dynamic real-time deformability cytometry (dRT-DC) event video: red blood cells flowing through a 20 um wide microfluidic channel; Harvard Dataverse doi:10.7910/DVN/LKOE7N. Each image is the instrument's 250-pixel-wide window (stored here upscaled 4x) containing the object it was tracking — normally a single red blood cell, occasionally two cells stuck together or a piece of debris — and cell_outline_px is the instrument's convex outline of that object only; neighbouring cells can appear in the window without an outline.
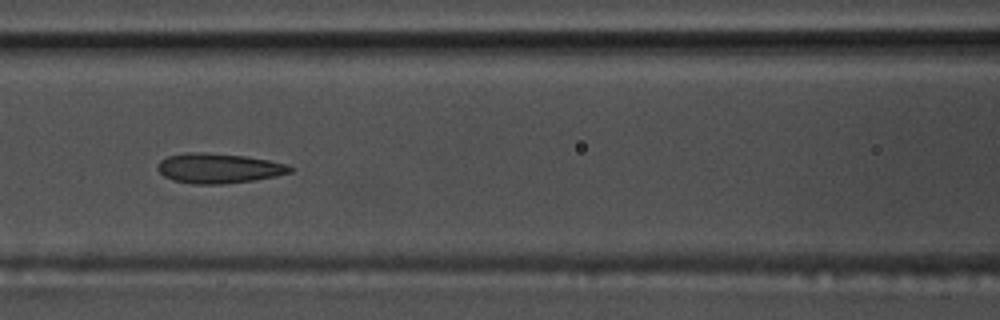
{"species": "common noctule bat (a hibernating species)", "species_latin": "Nyctalus noctula", "temperature_condition": "warm", "stored_images_in_passage": 57, "camera_frame_rate_fps": 3000, "um_per_image_px": 0.085, "animal": {"sex": "male", "body_mass_g": 17.5, "forearm_length_mm": 52.3}, "frame": {"image": 1, "passage_image": 26, "time_ms": 8.333, "image_size_px": [1000, 320], "cell_outline_px": [[292, 172], [276, 176], [252, 180], [224, 184], [192, 184], [172, 180], [164, 176], [156, 168], [160, 160], [168, 156], [188, 152], [200, 152], [244, 156], [268, 160], [288, 164], [292, 168]], "centroid_in_image_um": [18.56, 14.31], "position_along_channel_um": 148.0, "area_um2": 23.0}}
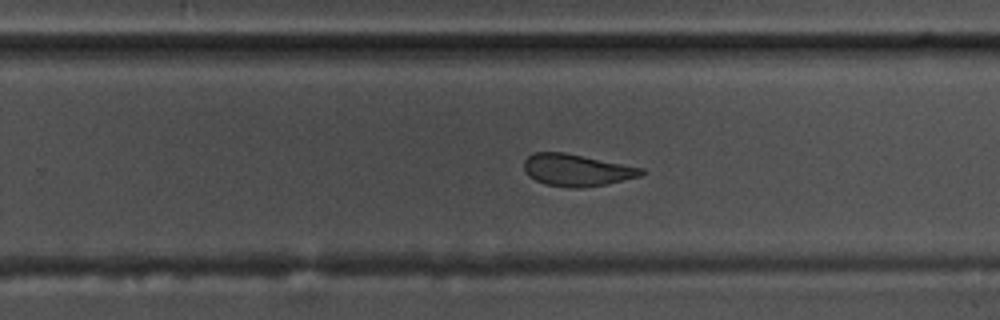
{"frame": {"image": 2, "passage_image": 37, "time_ms": 12.0, "image_size_px": [1000, 320], "cell_outline_px": [[644, 172], [640, 176], [604, 184], [580, 188], [568, 188], [544, 184], [528, 176], [524, 168], [524, 160], [528, 156], [536, 152], [564, 152], [644, 168]], "centroid_in_image_um": [48.99, 14.46], "position_along_channel_um": 280.8, "area_um2": 21.73}}
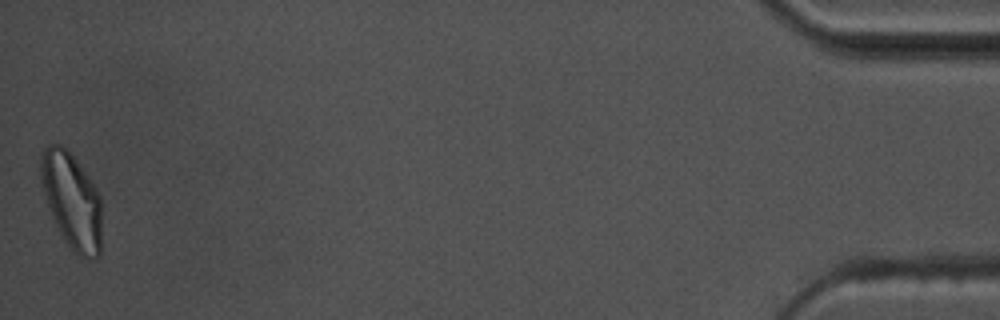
{"frame": {"image": 3, "passage_image": 57, "time_ms": 18.667, "image_size_px": [1000, 320], "cell_outline_px": [[100, 256], [96, 260], [92, 260], [80, 256], [64, 240], [52, 216], [40, 180], [40, 152], [48, 144], [60, 144], [72, 156], [96, 188], [100, 196]], "centroid_in_image_um": [6.08, 17.06], "position_along_channel_um": 429.1, "area_um2": 33.52}, "authors_computed_cell_mechanics": {"area_um2": 24.3338, "velocity_mm_per_s": 3.6352, "shape_relaxation_time_tau1_ms": 8.5473, "shape_relaxation_time_tau2_ms": 2.025, "deformation_change_tau1": 0.1834, "deformation_change_tau2": 0.0959}}